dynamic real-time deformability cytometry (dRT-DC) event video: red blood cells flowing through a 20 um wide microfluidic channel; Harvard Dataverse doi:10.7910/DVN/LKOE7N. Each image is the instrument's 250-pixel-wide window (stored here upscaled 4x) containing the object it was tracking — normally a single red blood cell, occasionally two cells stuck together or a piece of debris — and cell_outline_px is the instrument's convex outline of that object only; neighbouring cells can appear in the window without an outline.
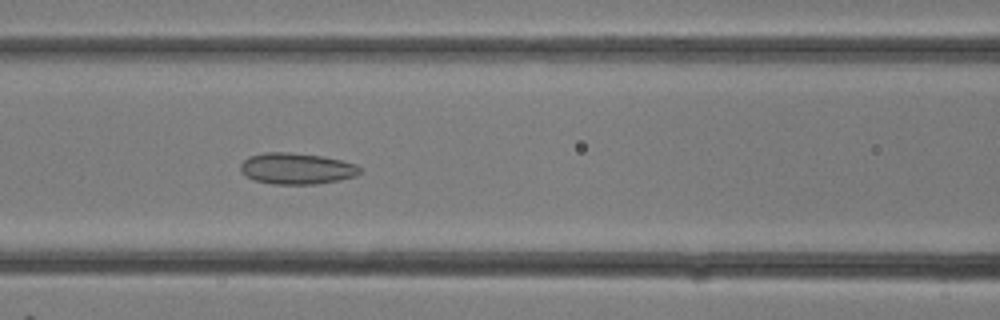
{"species": "common noctule bat (a hibernating species)", "species_latin": "Nyctalus noctula", "temperature_condition": "room temperature", "stored_images_in_passage": 15, "camera_frame_rate_fps": 3000, "um_per_image_px": 0.085, "animal": {"sex": "female"}, "frame": {"image": 1, "passage_image": 8, "time_ms": 2.333, "image_size_px": [1000, 320], "cell_outline_px": [[360, 172], [356, 176], [340, 180], [316, 184], [272, 184], [256, 180], [240, 172], [240, 164], [248, 156], [264, 152], [288, 152], [324, 156], [356, 164], [360, 168]], "centroid_in_image_um": [25.21, 14.32], "position_along_channel_um": 141.4, "area_um2": 21.79}}
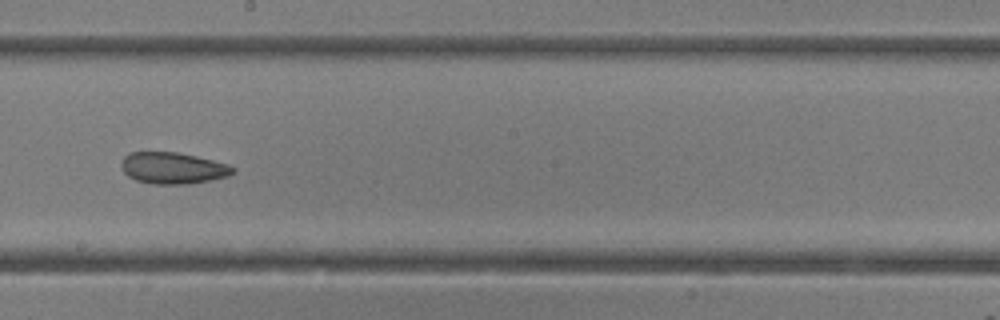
{"frame": {"image": 2, "passage_image": 12, "time_ms": 3.667, "image_size_px": [1000, 320], "cell_outline_px": [[236, 172], [228, 176], [212, 180], [188, 184], [152, 184], [136, 180], [128, 176], [120, 168], [120, 164], [124, 156], [128, 152], [176, 152], [196, 156], [228, 164], [236, 168]], "centroid_in_image_um": [14.69, 14.29], "position_along_channel_um": 233.5, "area_um2": 20.69}}
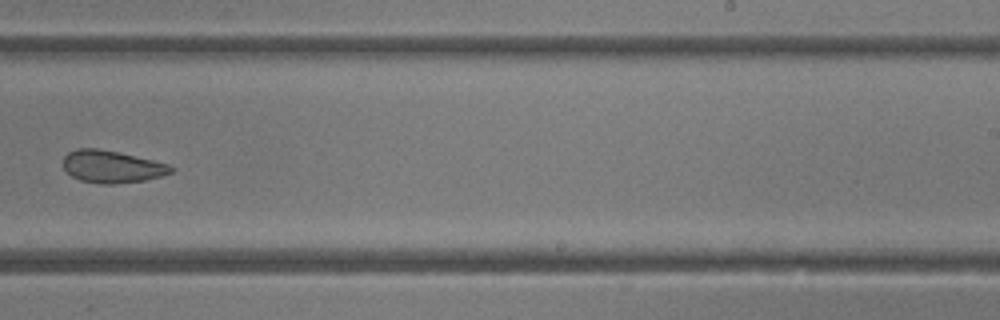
{"frame": {"image": 3, "passage_image": 14, "time_ms": 4.333, "image_size_px": [1000, 320], "cell_outline_px": [[176, 168], [172, 172], [160, 176], [144, 180], [116, 184], [100, 184], [80, 180], [72, 176], [64, 168], [64, 156], [68, 152], [76, 148], [96, 148], [116, 152], [152, 160], [168, 164]], "centroid_in_image_um": [9.5, 14.17], "position_along_channel_um": 279.5, "area_um2": 20.11}}